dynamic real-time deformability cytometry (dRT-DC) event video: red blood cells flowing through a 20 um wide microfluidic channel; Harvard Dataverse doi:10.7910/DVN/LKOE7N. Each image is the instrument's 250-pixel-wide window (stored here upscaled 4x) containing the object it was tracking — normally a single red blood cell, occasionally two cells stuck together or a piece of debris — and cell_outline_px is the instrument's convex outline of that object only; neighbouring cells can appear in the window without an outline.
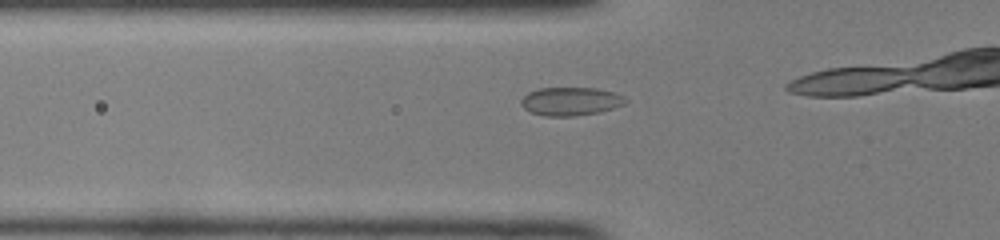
{"species": "common noctule bat (a hibernating species)", "species_latin": "Nyctalus noctula", "temperature_condition": "room temperature", "stored_images_in_passage": 11, "camera_frame_rate_fps": 3000, "um_per_image_px": 0.085, "animal": {"sex": "female", "body_mass_g": 22.0, "forearm_length_mm": 56.7}, "frame": {"image": 1, "passage_image": 7, "time_ms": 2.0, "image_size_px": [1000, 240], "cell_outline_px": [[628, 100], [624, 104], [600, 112], [576, 116], [544, 116], [532, 112], [524, 108], [520, 104], [520, 100], [528, 92], [540, 88], [596, 88], [616, 92], [624, 96]], "centroid_in_image_um": [48.52, 8.61], "position_along_channel_um": 77.3, "area_um2": 17.34}}
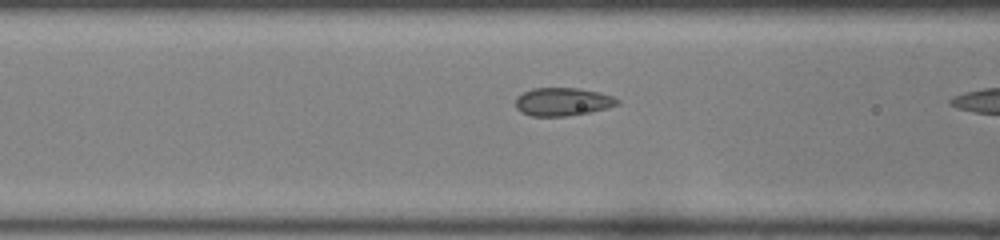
{"frame": {"image": 2, "passage_image": 10, "time_ms": 3.0, "image_size_px": [1000, 240], "cell_outline_px": [[620, 104], [608, 108], [588, 112], [564, 116], [532, 116], [520, 112], [516, 108], [516, 96], [532, 88], [576, 88], [600, 92], [612, 96], [620, 100]], "centroid_in_image_um": [47.82, 8.64], "position_along_channel_um": 118.8, "area_um2": 16.7}}